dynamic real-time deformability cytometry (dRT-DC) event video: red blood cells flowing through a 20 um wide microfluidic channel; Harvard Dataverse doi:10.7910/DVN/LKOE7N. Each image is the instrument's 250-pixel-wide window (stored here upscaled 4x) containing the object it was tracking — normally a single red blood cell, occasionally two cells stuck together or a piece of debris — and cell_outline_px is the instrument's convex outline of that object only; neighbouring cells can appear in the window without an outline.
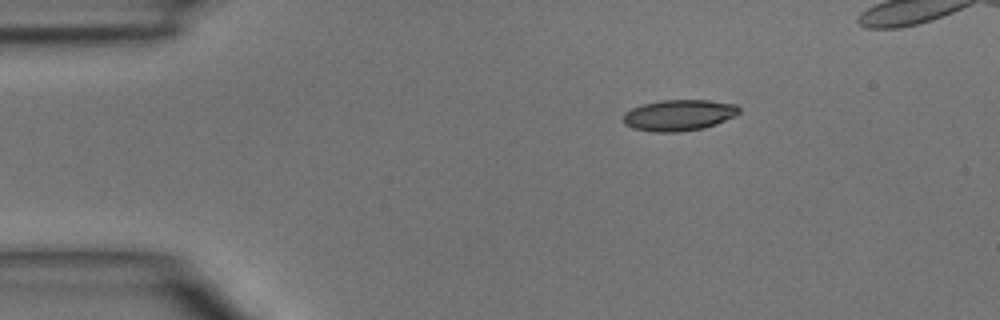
{"species": "common noctule bat (a hibernating species)", "species_latin": "Nyctalus noctula", "temperature_condition": "room temperature", "stored_images_in_passage": 37, "camera_frame_rate_fps": 3000, "um_per_image_px": 0.085, "animal": {"sex": "male", "body_mass_g": 15.6}, "frame": {"image": 1, "passage_image": 1, "time_ms": 0.0, "image_size_px": [1000, 320], "cell_outline_px": [[740, 112], [736, 116], [716, 124], [704, 128], [676, 132], [652, 132], [632, 128], [624, 124], [624, 112], [632, 108], [644, 104], [660, 100], [708, 100], [736, 104], [740, 108]], "centroid_in_image_um": [57.72, 9.79], "position_along_channel_um": 27.3, "area_um2": 21.1}}
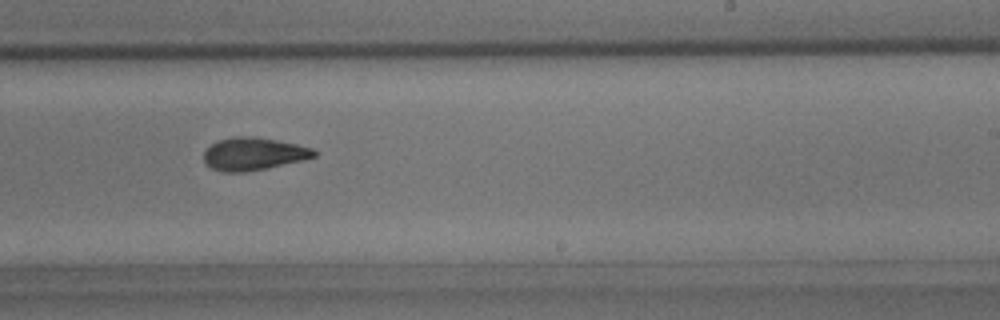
{"frame": {"image": 2, "passage_image": 22, "time_ms": 7.0, "image_size_px": [1000, 320], "cell_outline_px": [[316, 156], [304, 160], [268, 168], [248, 172], [224, 172], [212, 168], [204, 164], [204, 152], [216, 140], [236, 136], [256, 136], [296, 144], [312, 148], [316, 152]], "centroid_in_image_um": [21.54, 13.08], "position_along_channel_um": 267.5, "area_um2": 21.15}}
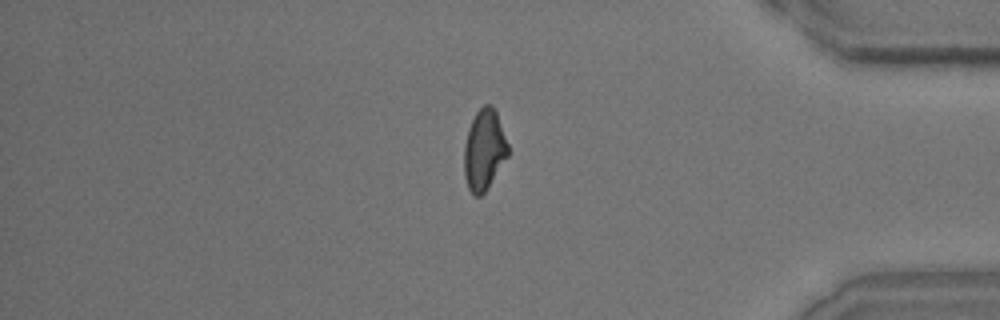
{"frame": {"image": 3, "passage_image": 33, "time_ms": 10.667, "image_size_px": [1000, 320], "cell_outline_px": [[508, 156], [484, 192], [480, 196], [472, 196], [468, 188], [464, 176], [464, 144], [468, 128], [476, 112], [484, 104], [492, 104], [496, 112], [508, 144]], "centroid_in_image_um": [41.13, 12.74], "position_along_channel_um": 394.1, "area_um2": 20.58}}